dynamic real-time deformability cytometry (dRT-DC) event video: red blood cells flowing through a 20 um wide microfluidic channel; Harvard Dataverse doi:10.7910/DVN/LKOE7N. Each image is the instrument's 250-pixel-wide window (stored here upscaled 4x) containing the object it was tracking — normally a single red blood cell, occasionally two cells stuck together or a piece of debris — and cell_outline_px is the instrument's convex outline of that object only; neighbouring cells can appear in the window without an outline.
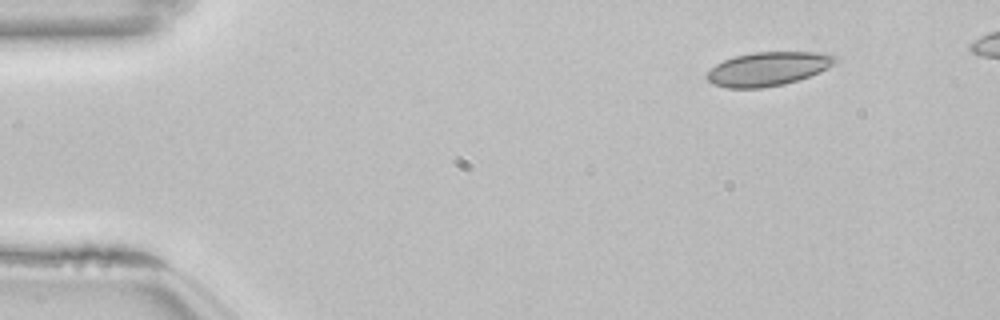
{"species": "common noctule bat (a hibernating species)", "species_latin": "Nyctalus noctula", "temperature_condition": "room temperature", "stored_images_in_passage": 46, "camera_frame_rate_fps": 3000, "um_per_image_px": 0.085, "animal": {"sex": "female", "body_mass_g": 22.7, "forearm_length_mm": 54.2}, "frame": {"image": 1, "passage_image": 1, "time_ms": 0.0, "image_size_px": [1000, 320], "cell_outline_px": [[840, 60], [828, 68], [820, 72], [784, 84], [764, 88], [728, 88], [712, 84], [704, 76], [716, 64], [724, 60], [736, 56], [752, 52], [828, 52], [836, 56]], "centroid_in_image_um": [65.31, 5.84], "position_along_channel_um": 19.7, "area_um2": 25.49}}
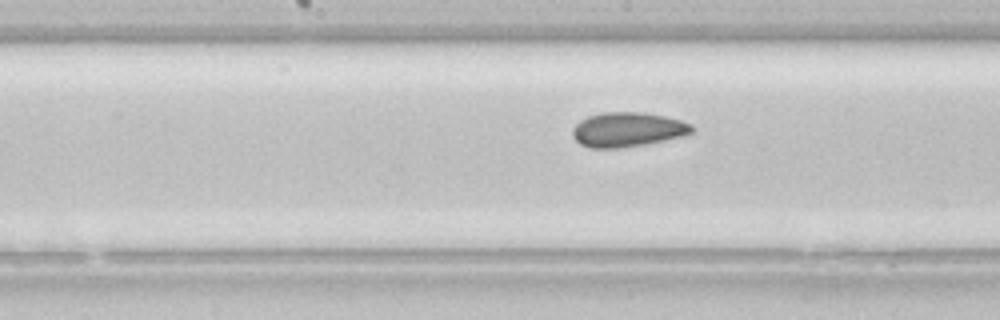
{"frame": {"image": 2, "passage_image": 22, "time_ms": 7.0, "image_size_px": [1000, 320], "cell_outline_px": [[692, 132], [684, 136], [644, 144], [620, 148], [588, 148], [580, 144], [572, 136], [572, 128], [580, 120], [588, 116], [600, 112], [640, 112], [664, 116], [680, 120], [692, 124]], "centroid_in_image_um": [53.3, 11.01], "position_along_channel_um": 194.9, "area_um2": 24.04}}
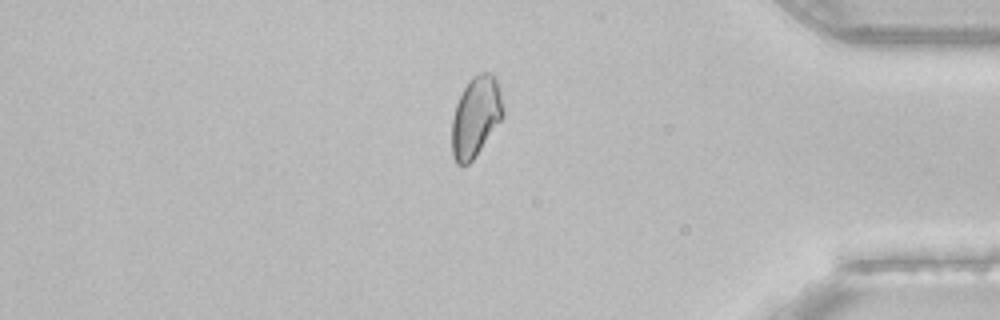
{"frame": {"image": 3, "passage_image": 40, "time_ms": 13.0, "image_size_px": [1000, 320], "cell_outline_px": [[504, 116], [476, 156], [468, 164], [456, 164], [452, 156], [452, 120], [456, 104], [468, 80], [472, 76], [480, 72], [492, 72], [496, 80], [500, 92], [504, 112]], "centroid_in_image_um": [40.44, 9.91], "position_along_channel_um": 394.8, "area_um2": 23.99}, "authors_computed_cell_mechanics": {"area_um2": 24.0737, "velocity_mm_per_s": 3.8352, "shape_relaxation_time_tau1_ms": 7.2277, "shape_relaxation_time_tau2_ms": 1.9432, "deformation_change_tau1": 0.089, "deformation_change_tau2": 0.0627}}